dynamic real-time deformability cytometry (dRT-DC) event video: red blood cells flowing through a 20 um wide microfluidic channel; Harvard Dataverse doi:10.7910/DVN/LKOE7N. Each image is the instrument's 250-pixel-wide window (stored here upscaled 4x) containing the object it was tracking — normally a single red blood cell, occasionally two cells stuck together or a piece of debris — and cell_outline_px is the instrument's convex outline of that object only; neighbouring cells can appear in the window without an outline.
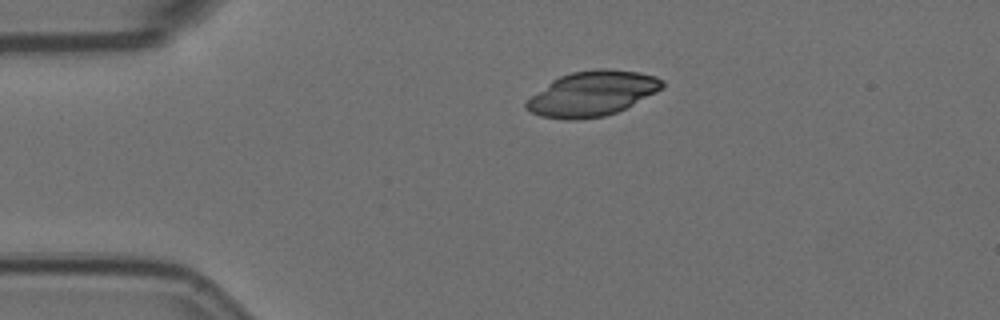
{"species": "Egyptian fruit bat (a non-hibernating species)", "species_latin": "Rousettus aegyptiacus", "temperature_condition": "room temperature", "stored_images_in_passage": 38, "camera_frame_rate_fps": 3000, "um_per_image_px": 0.085, "animal": {"sex": "female"}, "frame": {"image": 1, "passage_image": 1, "time_ms": 0.0, "image_size_px": [1000, 320], "cell_outline_px": [[664, 84], [656, 92], [616, 112], [604, 116], [576, 120], [568, 120], [540, 116], [524, 108], [524, 104], [532, 96], [552, 80], [560, 76], [572, 72], [596, 68], [604, 68], [640, 72], [656, 76], [664, 80]], "centroid_in_image_um": [50.33, 7.95], "position_along_channel_um": 34.7, "area_um2": 35.32}}